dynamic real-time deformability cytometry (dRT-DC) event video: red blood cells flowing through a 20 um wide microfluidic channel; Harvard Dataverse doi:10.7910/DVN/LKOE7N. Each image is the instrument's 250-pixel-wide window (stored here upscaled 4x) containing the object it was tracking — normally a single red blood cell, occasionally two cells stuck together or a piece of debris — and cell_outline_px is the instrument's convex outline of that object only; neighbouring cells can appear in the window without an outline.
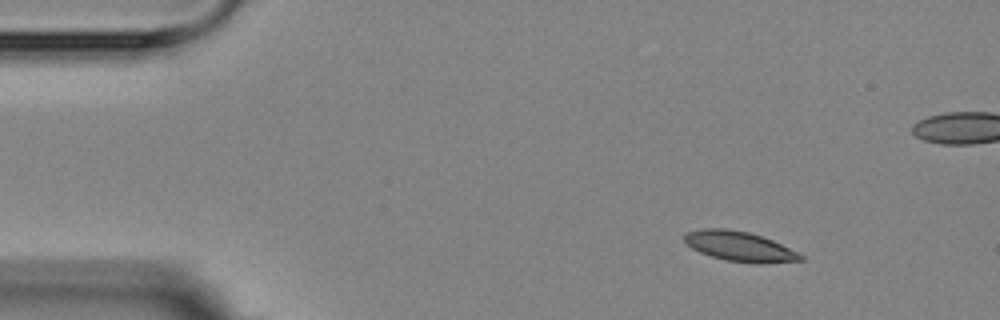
{"species": "Egyptian fruit bat (a non-hibernating species)", "species_latin": "Rousettus aegyptiacus", "temperature_condition": "room temperature", "stored_images_in_passage": 5, "segment_of_instrument_passage": [2, 2], "camera_frame_rate_fps": 3000, "um_per_image_px": 0.085, "animal": {"sex": "female"}, "frame": {"image": 1, "passage_image": 5, "time_ms": 6.333, "image_size_px": [1000, 320], "cell_outline_px": [[804, 260], [760, 264], [756, 264], [728, 260], [712, 256], [700, 252], [692, 248], [684, 240], [684, 236], [688, 232], [704, 228], [728, 228], [748, 232], [772, 240], [804, 256]], "centroid_in_image_um": [62.87, 20.94], "position_along_channel_um": 22.1, "area_um2": 19.94}}